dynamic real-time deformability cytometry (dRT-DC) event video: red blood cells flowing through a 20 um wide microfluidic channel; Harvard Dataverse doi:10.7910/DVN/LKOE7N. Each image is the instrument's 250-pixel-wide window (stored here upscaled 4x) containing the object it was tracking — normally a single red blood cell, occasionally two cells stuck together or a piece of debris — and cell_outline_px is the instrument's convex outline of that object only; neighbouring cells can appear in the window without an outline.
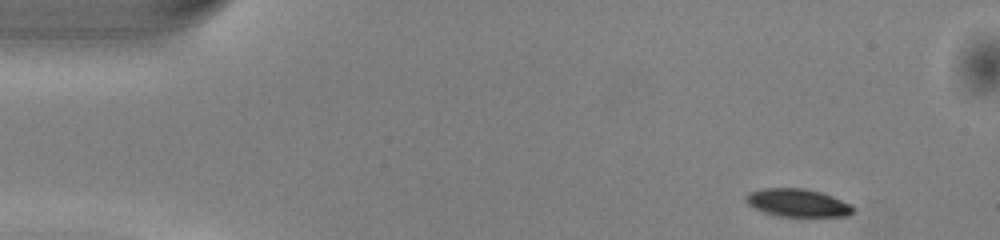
{"species": "common noctule bat (a hibernating species)", "species_latin": "Nyctalus noctula", "temperature_condition": "warm", "stored_images_in_passage": 47, "camera_frame_rate_fps": 3000, "um_per_image_px": 0.085, "animal": {"sex": "male", "body_mass_g": 13.0, "forearm_length_mm": 53.1}, "frame": {"image": 1, "passage_image": 1, "time_ms": 0.0, "image_size_px": [1000, 240], "cell_outline_px": [[856, 208], [848, 216], [780, 216], [764, 212], [752, 208], [744, 200], [744, 196], [748, 192], [764, 188], [804, 188], [820, 192], [832, 196], [852, 204]], "centroid_in_image_um": [67.77, 17.23], "position_along_channel_um": 17.2, "area_um2": 17.57}}
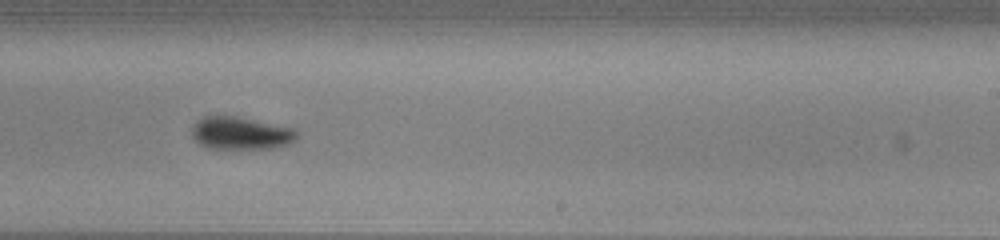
{"frame": {"image": 2, "passage_image": 27, "time_ms": 8.667, "image_size_px": [1000, 240], "cell_outline_px": [[296, 140], [288, 144], [272, 148], [208, 148], [200, 144], [192, 136], [192, 128], [204, 116], [236, 116], [296, 128]], "centroid_in_image_um": [20.5, 11.32], "position_along_channel_um": 268.5, "area_um2": 19.77}}
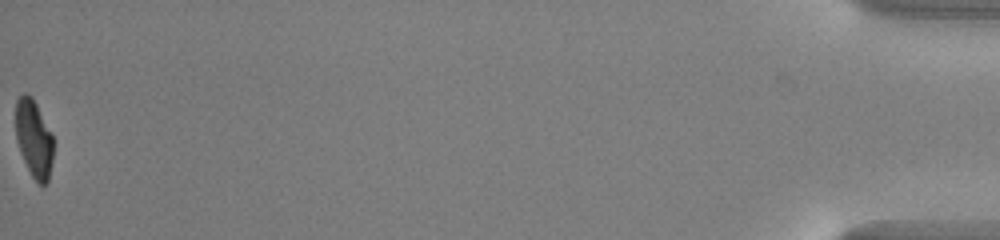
{"frame": {"image": 3, "passage_image": 47, "time_ms": 15.333, "image_size_px": [1000, 240], "cell_outline_px": [[52, 160], [48, 180], [44, 184], [40, 184], [32, 176], [20, 152], [16, 140], [16, 100], [24, 92], [32, 96], [52, 136]], "centroid_in_image_um": [2.85, 11.76], "position_along_channel_um": 432.3, "area_um2": 16.59}, "authors_computed_cell_mechanics": {"area_um2": 19.4786, "velocity_mm_per_s": 4.0626, "shape_relaxation_time_tau1_ms": 2.0333, "shape_relaxation_time_tau2_ms": 2.5049, "deformation_change_tau1": 0.1308, "deformation_change_tau2": 0.0716}}